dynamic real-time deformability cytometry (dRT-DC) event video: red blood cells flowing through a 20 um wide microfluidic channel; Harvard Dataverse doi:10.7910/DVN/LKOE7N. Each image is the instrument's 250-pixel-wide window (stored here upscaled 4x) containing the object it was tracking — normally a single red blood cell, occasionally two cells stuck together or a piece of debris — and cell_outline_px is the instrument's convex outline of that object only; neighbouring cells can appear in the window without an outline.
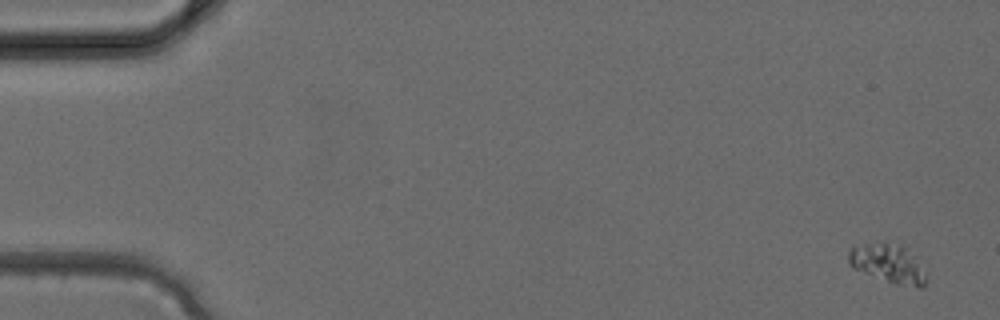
{"species": "common noctule bat (a hibernating species)", "species_latin": "Nyctalus noctula", "temperature_condition": "cold", "stored_images_in_passage": 5, "camera_frame_rate_fps": 3000, "um_per_image_px": 0.085, "animal": {"sex": "female", "body_mass_g": 24.6, "forearm_length_mm": 56.2}, "frame": {"image": 1, "passage_image": 1, "time_ms": 0.0, "image_size_px": [1000, 320], "cell_outline_px": [[924, 288], [920, 288], [896, 284], [852, 268], [848, 264], [848, 252], [852, 248], [864, 244], [888, 244], [904, 248], [916, 256], [924, 276]], "centroid_in_image_um": [75.45, 22.43], "position_along_channel_um": 9.5, "area_um2": 16.82}}